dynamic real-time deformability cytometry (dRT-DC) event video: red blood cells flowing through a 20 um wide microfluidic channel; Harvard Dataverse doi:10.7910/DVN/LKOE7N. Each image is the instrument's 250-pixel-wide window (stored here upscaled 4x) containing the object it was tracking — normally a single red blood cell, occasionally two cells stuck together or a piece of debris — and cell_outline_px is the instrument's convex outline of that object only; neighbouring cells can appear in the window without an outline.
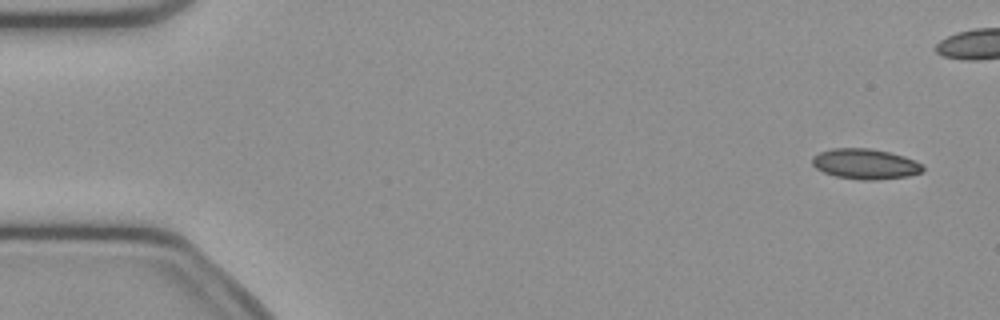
{"species": "common noctule bat (a hibernating species)", "species_latin": "Nyctalus noctula", "temperature_condition": "cold", "stored_images_in_passage": 43, "camera_frame_rate_fps": 3000, "um_per_image_px": 0.085, "animal": {"sex": "female", "body_mass_g": 21.9}, "frame": {"image": 1, "passage_image": 1, "time_ms": 0.0, "image_size_px": [1000, 320], "cell_outline_px": [[924, 168], [920, 172], [908, 176], [876, 180], [864, 180], [836, 176], [824, 172], [816, 168], [812, 164], [812, 156], [820, 152], [832, 148], [868, 148], [888, 152], [904, 156], [920, 164]], "centroid_in_image_um": [73.5, 13.93], "position_along_channel_um": 11.5, "area_um2": 19.31}}
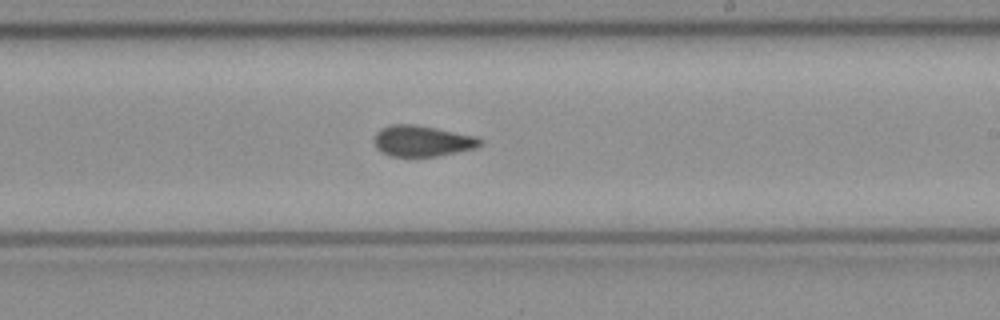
{"frame": {"image": 2, "passage_image": 29, "time_ms": 9.333, "image_size_px": [1000, 320], "cell_outline_px": [[484, 140], [476, 148], [436, 156], [388, 156], [380, 152], [376, 148], [372, 140], [372, 136], [380, 128], [392, 124], [412, 124], [436, 128], [476, 136]], "centroid_in_image_um": [35.82, 11.98], "position_along_channel_um": 253.2, "area_um2": 19.31}}
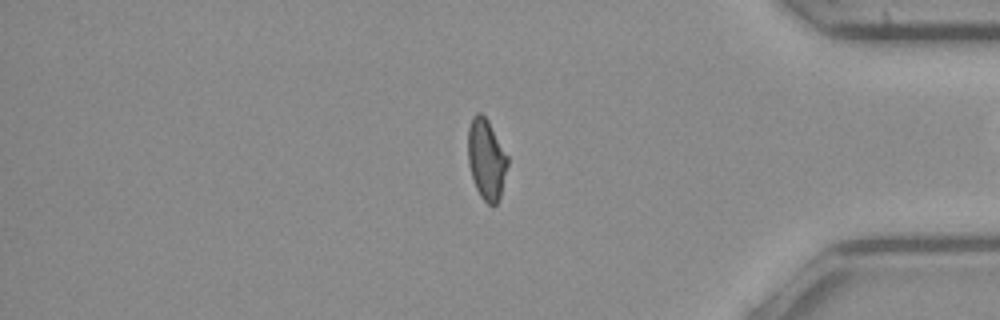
{"frame": {"image": 3, "passage_image": 42, "time_ms": 13.667, "image_size_px": [1000, 320], "cell_outline_px": [[508, 164], [500, 196], [496, 204], [492, 208], [480, 196], [476, 188], [468, 164], [468, 128], [472, 116], [476, 112], [480, 112], [488, 120], [508, 156]], "centroid_in_image_um": [41.33, 13.53], "position_along_channel_um": 393.9, "area_um2": 18.67}}